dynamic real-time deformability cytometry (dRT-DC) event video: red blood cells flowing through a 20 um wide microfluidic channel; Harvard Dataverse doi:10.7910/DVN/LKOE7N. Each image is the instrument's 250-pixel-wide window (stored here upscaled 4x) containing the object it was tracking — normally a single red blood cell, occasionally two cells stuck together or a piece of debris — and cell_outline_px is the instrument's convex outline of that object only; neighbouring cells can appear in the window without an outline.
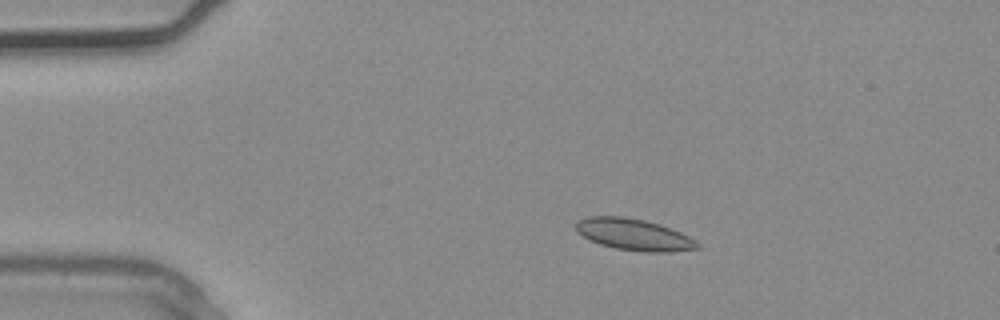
{"species": "common noctule bat (a hibernating species)", "species_latin": "Nyctalus noctula", "temperature_condition": "warm", "stored_images_in_passage": 2, "camera_frame_rate_fps": 3000, "um_per_image_px": 0.085, "animal": {"sex": "male", "body_mass_g": 20.4}, "frame": {"image": 1, "passage_image": 2, "time_ms": 0.333, "image_size_px": [1000, 320], "cell_outline_px": [[700, 248], [672, 252], [644, 252], [616, 248], [600, 244], [588, 240], [576, 232], [576, 224], [580, 220], [588, 216], [624, 216], [644, 220], [660, 224], [680, 232], [696, 240], [700, 244]], "centroid_in_image_um": [53.89, 19.94], "position_along_channel_um": 31.1, "area_um2": 22.43}}